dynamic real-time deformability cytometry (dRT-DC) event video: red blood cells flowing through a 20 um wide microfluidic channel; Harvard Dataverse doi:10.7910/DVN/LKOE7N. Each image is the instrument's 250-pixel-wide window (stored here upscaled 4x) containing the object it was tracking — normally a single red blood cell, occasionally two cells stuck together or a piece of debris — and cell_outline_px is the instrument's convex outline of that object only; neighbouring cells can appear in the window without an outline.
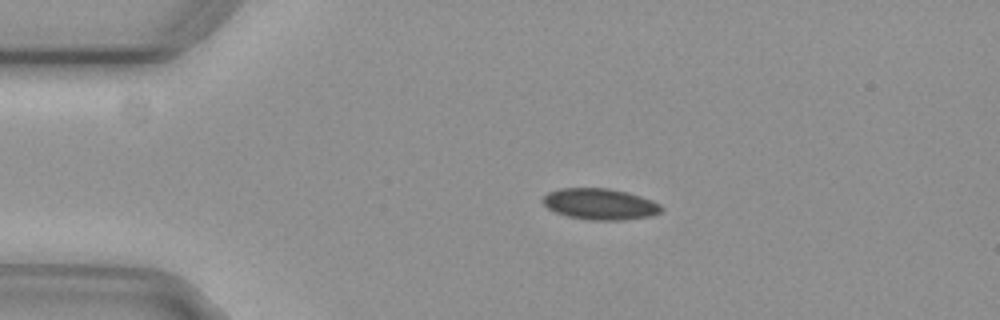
{"species": "common noctule bat (a hibernating species)", "species_latin": "Nyctalus noctula", "temperature_condition": "cold", "stored_images_in_passage": 45, "camera_frame_rate_fps": 3000, "um_per_image_px": 0.085, "animal": {"sex": "female", "body_mass_g": 29.2, "forearm_length_mm": 56.3}, "frame": {"image": 1, "passage_image": 1, "time_ms": 0.0, "image_size_px": [1000, 320], "cell_outline_px": [[664, 208], [660, 212], [652, 216], [624, 220], [588, 220], [568, 216], [556, 212], [548, 208], [540, 200], [548, 192], [560, 188], [608, 188], [628, 192], [652, 200], [660, 204]], "centroid_in_image_um": [51.01, 17.34], "position_along_channel_um": 34.0, "area_um2": 21.68}}
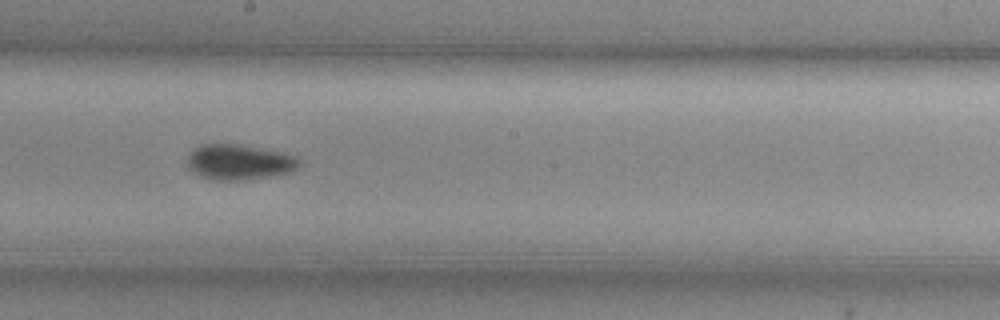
{"frame": {"image": 2, "passage_image": 20, "time_ms": 6.333, "image_size_px": [1000, 320], "cell_outline_px": [[300, 164], [292, 172], [244, 180], [212, 180], [200, 176], [192, 172], [188, 168], [184, 160], [200, 144], [236, 144], [280, 152], [296, 156], [300, 160]], "centroid_in_image_um": [20.28, 13.79], "position_along_channel_um": 227.9, "area_um2": 23.06}}
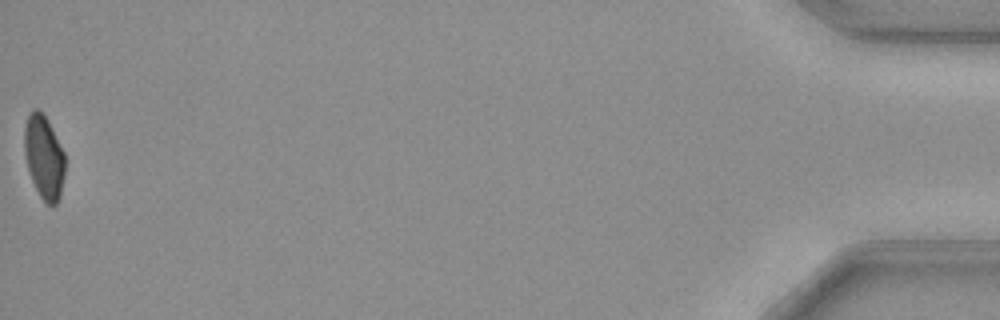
{"frame": {"image": 3, "passage_image": 45, "time_ms": 14.667, "image_size_px": [1000, 320], "cell_outline_px": [[64, 176], [60, 196], [56, 204], [52, 208], [40, 196], [32, 180], [28, 168], [24, 152], [24, 128], [28, 116], [32, 108], [36, 108], [44, 116], [64, 152]], "centroid_in_image_um": [3.73, 13.38], "position_along_channel_um": 431.5, "area_um2": 19.42}, "authors_computed_cell_mechanics": {"area_um2": 21.964, "velocity_mm_per_s": 3.7227, "shape_relaxation_time_tau1_ms": 4.7231, "shape_relaxation_time_tau2_ms": null, "deformation_change_tau1": 0.0975, "deformation_change_tau2": null}}